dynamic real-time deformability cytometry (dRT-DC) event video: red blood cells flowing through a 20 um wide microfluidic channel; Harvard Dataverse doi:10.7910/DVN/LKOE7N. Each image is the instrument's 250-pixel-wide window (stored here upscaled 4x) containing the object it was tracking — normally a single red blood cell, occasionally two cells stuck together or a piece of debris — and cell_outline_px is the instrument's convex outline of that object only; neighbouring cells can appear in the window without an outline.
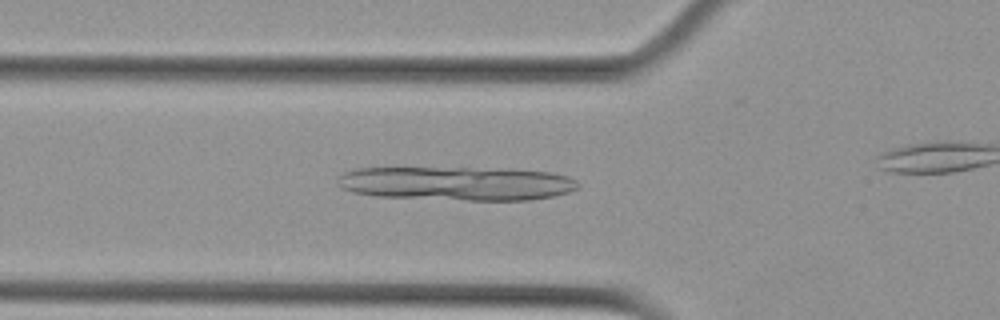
{"species": "Egyptian fruit bat (a non-hibernating species)", "species_latin": "Rousettus aegyptiacus", "temperature_condition": "cold", "stored_images_in_passage": 45, "camera_frame_rate_fps": 3000, "um_per_image_px": 0.085, "animal": {"sex": "female"}, "frame": {"image": 1, "passage_image": 19, "time_ms": 6.0, "image_size_px": [1000, 320], "cell_outline_px": [[580, 184], [576, 188], [568, 192], [552, 196], [532, 200], [468, 200], [376, 196], [352, 192], [340, 188], [336, 184], [336, 180], [344, 172], [356, 168], [512, 168], [552, 172], [568, 176], [576, 180]], "centroid_in_image_um": [38.83, 15.58], "position_along_channel_um": 87.0, "area_um2": 47.92}}
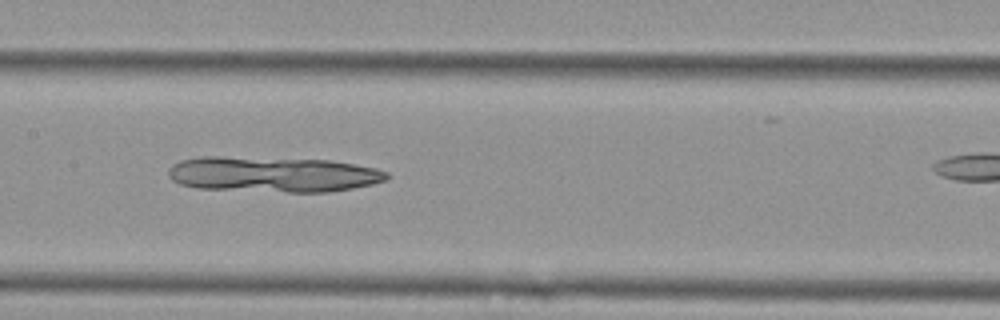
{"frame": {"image": 2, "passage_image": 27, "time_ms": 8.667, "image_size_px": [1000, 320], "cell_outline_px": [[392, 176], [388, 180], [372, 184], [352, 188], [328, 192], [288, 192], [196, 188], [180, 184], [172, 180], [168, 176], [168, 168], [172, 164], [180, 160], [200, 156], [220, 156], [332, 160], [376, 168], [388, 172]], "centroid_in_image_um": [23.2, 14.81], "position_along_channel_um": 184.2, "area_um2": 45.66}}
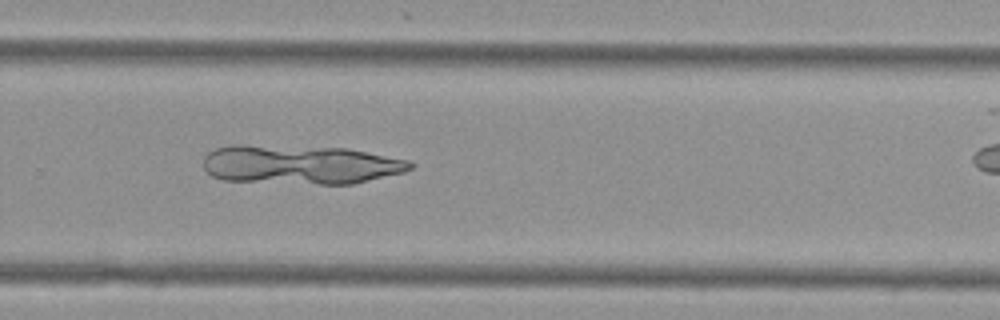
{"frame": {"image": 3, "passage_image": 37, "time_ms": 12.0, "image_size_px": [1000, 320], "cell_outline_px": [[416, 164], [412, 168], [404, 172], [352, 184], [320, 184], [224, 180], [212, 176], [204, 168], [204, 156], [212, 148], [232, 144], [240, 144], [348, 148], [408, 160]], "centroid_in_image_um": [25.51, 13.97], "position_along_channel_um": 304.3, "area_um2": 47.4}}